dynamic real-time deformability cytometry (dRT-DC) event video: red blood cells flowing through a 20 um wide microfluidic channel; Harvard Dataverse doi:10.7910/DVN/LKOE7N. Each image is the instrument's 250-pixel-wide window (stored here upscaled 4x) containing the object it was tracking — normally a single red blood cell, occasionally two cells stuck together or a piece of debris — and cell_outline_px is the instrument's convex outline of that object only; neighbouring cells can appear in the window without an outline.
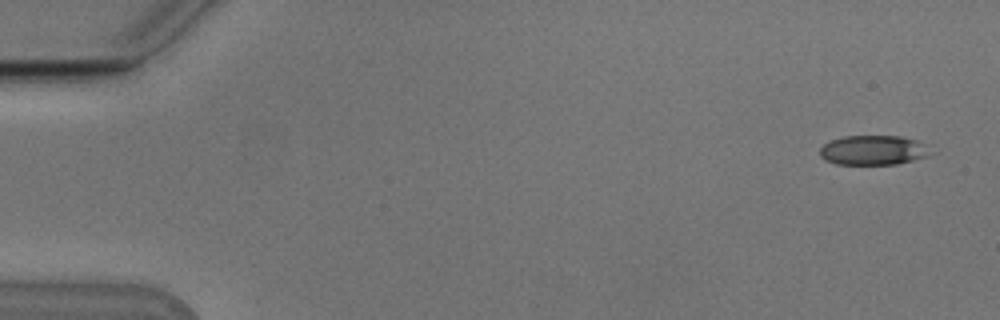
{"species": "Egyptian fruit bat (a non-hibernating species)", "species_latin": "Rousettus aegyptiacus", "temperature_condition": "cold", "stored_images_in_passage": 55, "camera_frame_rate_fps": 3000, "um_per_image_px": 0.085, "animal": {"sex": "male"}, "frame": {"image": 1, "passage_image": 3, "time_ms": 0.667, "image_size_px": [1000, 320], "cell_outline_px": [[936, 152], [928, 156], [896, 164], [836, 164], [824, 160], [820, 156], [820, 148], [824, 144], [832, 140], [844, 136], [900, 136], [916, 140]], "centroid_in_image_um": [74.24, 12.77], "position_along_channel_um": 10.8, "area_um2": 19.13}}
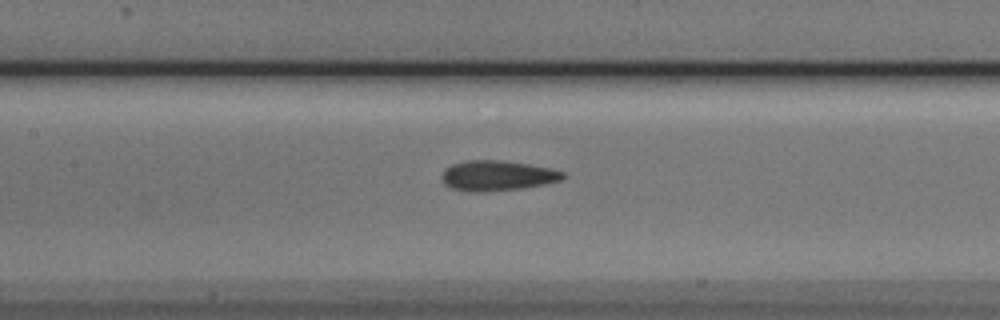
{"frame": {"image": 2, "passage_image": 26, "time_ms": 8.333, "image_size_px": [1000, 320], "cell_outline_px": [[568, 176], [560, 180], [544, 184], [520, 188], [484, 192], [468, 192], [452, 188], [444, 184], [440, 176], [444, 168], [452, 164], [464, 160], [500, 160], [528, 164], [552, 168], [564, 172]], "centroid_in_image_um": [42.24, 14.92], "position_along_channel_um": 165.2, "area_um2": 21.56}}
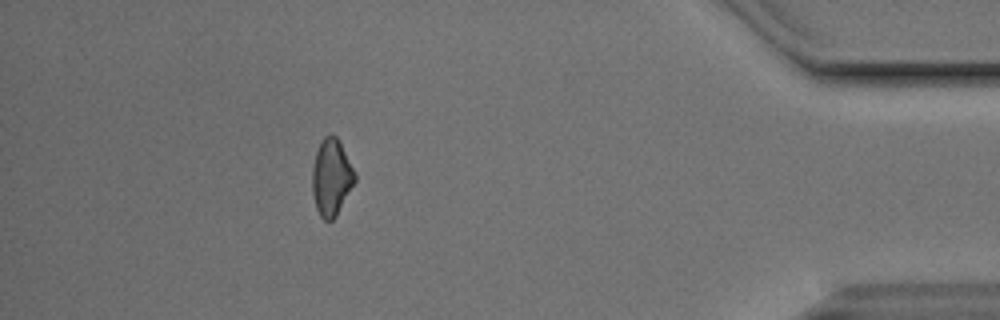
{"frame": {"image": 3, "passage_image": 49, "time_ms": 16.0, "image_size_px": [1000, 320], "cell_outline_px": [[356, 180], [336, 216], [332, 220], [324, 220], [320, 216], [316, 208], [312, 192], [312, 168], [316, 152], [324, 136], [336, 136], [356, 172]], "centroid_in_image_um": [28.17, 15.1], "position_along_channel_um": 407.0, "area_um2": 18.84}, "authors_computed_cell_mechanics": {"area_um2": 20.4034, "velocity_mm_per_s": 3.7937, "shape_relaxation_time_tau1_ms": 3.3062, "shape_relaxation_time_tau2_ms": 2.7956, "deformation_change_tau1": 0.0947, "deformation_change_tau2": 0.1145}}